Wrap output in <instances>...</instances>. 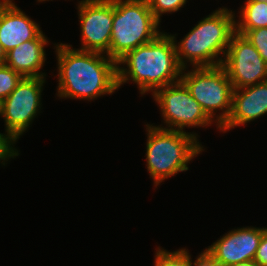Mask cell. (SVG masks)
<instances>
[{
    "label": "cell",
    "mask_w": 267,
    "mask_h": 266,
    "mask_svg": "<svg viewBox=\"0 0 267 266\" xmlns=\"http://www.w3.org/2000/svg\"><path fill=\"white\" fill-rule=\"evenodd\" d=\"M41 32L39 24L13 1L0 13V43L6 53L23 42L35 39Z\"/></svg>",
    "instance_id": "13"
},
{
    "label": "cell",
    "mask_w": 267,
    "mask_h": 266,
    "mask_svg": "<svg viewBox=\"0 0 267 266\" xmlns=\"http://www.w3.org/2000/svg\"><path fill=\"white\" fill-rule=\"evenodd\" d=\"M15 141L7 132L5 134L0 133V162L5 165V163L15 156L19 155L18 150L14 147Z\"/></svg>",
    "instance_id": "20"
},
{
    "label": "cell",
    "mask_w": 267,
    "mask_h": 266,
    "mask_svg": "<svg viewBox=\"0 0 267 266\" xmlns=\"http://www.w3.org/2000/svg\"><path fill=\"white\" fill-rule=\"evenodd\" d=\"M235 20V30H252L267 27V2L246 0Z\"/></svg>",
    "instance_id": "15"
},
{
    "label": "cell",
    "mask_w": 267,
    "mask_h": 266,
    "mask_svg": "<svg viewBox=\"0 0 267 266\" xmlns=\"http://www.w3.org/2000/svg\"><path fill=\"white\" fill-rule=\"evenodd\" d=\"M146 125V166L154 186L179 172L189 169L188 163L205 149L199 143L198 134L168 130Z\"/></svg>",
    "instance_id": "4"
},
{
    "label": "cell",
    "mask_w": 267,
    "mask_h": 266,
    "mask_svg": "<svg viewBox=\"0 0 267 266\" xmlns=\"http://www.w3.org/2000/svg\"><path fill=\"white\" fill-rule=\"evenodd\" d=\"M267 228L243 227L228 231L219 240L208 246L206 251L219 266H231L254 260L257 248Z\"/></svg>",
    "instance_id": "11"
},
{
    "label": "cell",
    "mask_w": 267,
    "mask_h": 266,
    "mask_svg": "<svg viewBox=\"0 0 267 266\" xmlns=\"http://www.w3.org/2000/svg\"><path fill=\"white\" fill-rule=\"evenodd\" d=\"M147 0H113L109 57L116 62L127 52L155 40L162 32Z\"/></svg>",
    "instance_id": "5"
},
{
    "label": "cell",
    "mask_w": 267,
    "mask_h": 266,
    "mask_svg": "<svg viewBox=\"0 0 267 266\" xmlns=\"http://www.w3.org/2000/svg\"><path fill=\"white\" fill-rule=\"evenodd\" d=\"M235 18L234 11L222 7L200 20L178 43L177 35L170 34L180 66L183 69L189 66L187 63L193 68L220 66L235 33Z\"/></svg>",
    "instance_id": "3"
},
{
    "label": "cell",
    "mask_w": 267,
    "mask_h": 266,
    "mask_svg": "<svg viewBox=\"0 0 267 266\" xmlns=\"http://www.w3.org/2000/svg\"><path fill=\"white\" fill-rule=\"evenodd\" d=\"M191 266H219L214 258L206 251V249L198 255L195 262H192Z\"/></svg>",
    "instance_id": "22"
},
{
    "label": "cell",
    "mask_w": 267,
    "mask_h": 266,
    "mask_svg": "<svg viewBox=\"0 0 267 266\" xmlns=\"http://www.w3.org/2000/svg\"><path fill=\"white\" fill-rule=\"evenodd\" d=\"M47 36L41 32L35 39L23 42L6 53L5 64L22 77H45L40 70L46 61Z\"/></svg>",
    "instance_id": "14"
},
{
    "label": "cell",
    "mask_w": 267,
    "mask_h": 266,
    "mask_svg": "<svg viewBox=\"0 0 267 266\" xmlns=\"http://www.w3.org/2000/svg\"><path fill=\"white\" fill-rule=\"evenodd\" d=\"M235 32L244 35L267 64V27L252 30H235Z\"/></svg>",
    "instance_id": "18"
},
{
    "label": "cell",
    "mask_w": 267,
    "mask_h": 266,
    "mask_svg": "<svg viewBox=\"0 0 267 266\" xmlns=\"http://www.w3.org/2000/svg\"><path fill=\"white\" fill-rule=\"evenodd\" d=\"M6 60V52L3 50L2 45L0 43V66L5 64Z\"/></svg>",
    "instance_id": "24"
},
{
    "label": "cell",
    "mask_w": 267,
    "mask_h": 266,
    "mask_svg": "<svg viewBox=\"0 0 267 266\" xmlns=\"http://www.w3.org/2000/svg\"><path fill=\"white\" fill-rule=\"evenodd\" d=\"M182 70L174 39L163 31L155 40L127 52L117 61L118 89L133 81L141 95L153 94L158 88L180 81Z\"/></svg>",
    "instance_id": "2"
},
{
    "label": "cell",
    "mask_w": 267,
    "mask_h": 266,
    "mask_svg": "<svg viewBox=\"0 0 267 266\" xmlns=\"http://www.w3.org/2000/svg\"><path fill=\"white\" fill-rule=\"evenodd\" d=\"M149 8L156 19L161 22L162 14L177 12L182 8L187 0H147Z\"/></svg>",
    "instance_id": "19"
},
{
    "label": "cell",
    "mask_w": 267,
    "mask_h": 266,
    "mask_svg": "<svg viewBox=\"0 0 267 266\" xmlns=\"http://www.w3.org/2000/svg\"><path fill=\"white\" fill-rule=\"evenodd\" d=\"M58 68L56 95L63 98L92 101L118 90L117 62L106 54L72 48L57 43Z\"/></svg>",
    "instance_id": "1"
},
{
    "label": "cell",
    "mask_w": 267,
    "mask_h": 266,
    "mask_svg": "<svg viewBox=\"0 0 267 266\" xmlns=\"http://www.w3.org/2000/svg\"><path fill=\"white\" fill-rule=\"evenodd\" d=\"M231 266H259V265L254 260H248Z\"/></svg>",
    "instance_id": "23"
},
{
    "label": "cell",
    "mask_w": 267,
    "mask_h": 266,
    "mask_svg": "<svg viewBox=\"0 0 267 266\" xmlns=\"http://www.w3.org/2000/svg\"><path fill=\"white\" fill-rule=\"evenodd\" d=\"M252 1H257V2H267V0H252Z\"/></svg>",
    "instance_id": "26"
},
{
    "label": "cell",
    "mask_w": 267,
    "mask_h": 266,
    "mask_svg": "<svg viewBox=\"0 0 267 266\" xmlns=\"http://www.w3.org/2000/svg\"><path fill=\"white\" fill-rule=\"evenodd\" d=\"M221 66L226 70L233 89L267 81V64L249 40L236 32L230 39Z\"/></svg>",
    "instance_id": "9"
},
{
    "label": "cell",
    "mask_w": 267,
    "mask_h": 266,
    "mask_svg": "<svg viewBox=\"0 0 267 266\" xmlns=\"http://www.w3.org/2000/svg\"><path fill=\"white\" fill-rule=\"evenodd\" d=\"M185 71L186 68L182 70L181 81L220 129L230 116L234 90L226 70L220 65ZM218 110L222 112L216 116Z\"/></svg>",
    "instance_id": "6"
},
{
    "label": "cell",
    "mask_w": 267,
    "mask_h": 266,
    "mask_svg": "<svg viewBox=\"0 0 267 266\" xmlns=\"http://www.w3.org/2000/svg\"><path fill=\"white\" fill-rule=\"evenodd\" d=\"M22 76L6 64L0 66V100L6 99L22 80Z\"/></svg>",
    "instance_id": "17"
},
{
    "label": "cell",
    "mask_w": 267,
    "mask_h": 266,
    "mask_svg": "<svg viewBox=\"0 0 267 266\" xmlns=\"http://www.w3.org/2000/svg\"><path fill=\"white\" fill-rule=\"evenodd\" d=\"M154 257V266H191V255L186 248L169 252L159 246Z\"/></svg>",
    "instance_id": "16"
},
{
    "label": "cell",
    "mask_w": 267,
    "mask_h": 266,
    "mask_svg": "<svg viewBox=\"0 0 267 266\" xmlns=\"http://www.w3.org/2000/svg\"><path fill=\"white\" fill-rule=\"evenodd\" d=\"M13 0H0V13L12 2Z\"/></svg>",
    "instance_id": "25"
},
{
    "label": "cell",
    "mask_w": 267,
    "mask_h": 266,
    "mask_svg": "<svg viewBox=\"0 0 267 266\" xmlns=\"http://www.w3.org/2000/svg\"><path fill=\"white\" fill-rule=\"evenodd\" d=\"M45 77H23L10 95L2 101L1 117L5 132L15 141L27 131L41 109Z\"/></svg>",
    "instance_id": "8"
},
{
    "label": "cell",
    "mask_w": 267,
    "mask_h": 266,
    "mask_svg": "<svg viewBox=\"0 0 267 266\" xmlns=\"http://www.w3.org/2000/svg\"><path fill=\"white\" fill-rule=\"evenodd\" d=\"M45 1H49V0H37V2H45Z\"/></svg>",
    "instance_id": "28"
},
{
    "label": "cell",
    "mask_w": 267,
    "mask_h": 266,
    "mask_svg": "<svg viewBox=\"0 0 267 266\" xmlns=\"http://www.w3.org/2000/svg\"><path fill=\"white\" fill-rule=\"evenodd\" d=\"M254 261L259 266H267V229L264 231L260 240Z\"/></svg>",
    "instance_id": "21"
},
{
    "label": "cell",
    "mask_w": 267,
    "mask_h": 266,
    "mask_svg": "<svg viewBox=\"0 0 267 266\" xmlns=\"http://www.w3.org/2000/svg\"><path fill=\"white\" fill-rule=\"evenodd\" d=\"M152 96L159 105L163 123L167 126L161 124L156 127L184 132V127H208L214 122L181 80L158 88Z\"/></svg>",
    "instance_id": "7"
},
{
    "label": "cell",
    "mask_w": 267,
    "mask_h": 266,
    "mask_svg": "<svg viewBox=\"0 0 267 266\" xmlns=\"http://www.w3.org/2000/svg\"><path fill=\"white\" fill-rule=\"evenodd\" d=\"M2 101L0 100V116H1Z\"/></svg>",
    "instance_id": "27"
},
{
    "label": "cell",
    "mask_w": 267,
    "mask_h": 266,
    "mask_svg": "<svg viewBox=\"0 0 267 266\" xmlns=\"http://www.w3.org/2000/svg\"><path fill=\"white\" fill-rule=\"evenodd\" d=\"M265 114H267V81L234 89L230 116L219 130L225 133Z\"/></svg>",
    "instance_id": "12"
},
{
    "label": "cell",
    "mask_w": 267,
    "mask_h": 266,
    "mask_svg": "<svg viewBox=\"0 0 267 266\" xmlns=\"http://www.w3.org/2000/svg\"><path fill=\"white\" fill-rule=\"evenodd\" d=\"M80 19V50L109 57L113 24V0H81L77 5Z\"/></svg>",
    "instance_id": "10"
}]
</instances>
